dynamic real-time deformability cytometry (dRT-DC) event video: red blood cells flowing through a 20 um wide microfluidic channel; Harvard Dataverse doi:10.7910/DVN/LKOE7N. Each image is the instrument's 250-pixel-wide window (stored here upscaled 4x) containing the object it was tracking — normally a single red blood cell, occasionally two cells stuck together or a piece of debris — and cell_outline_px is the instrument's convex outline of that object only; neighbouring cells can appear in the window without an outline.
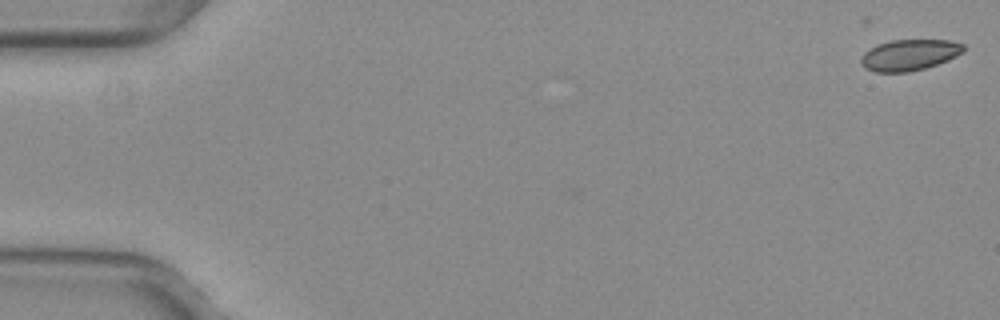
{"species": "common noctule bat (a hibernating species)", "species_latin": "Nyctalus noctula", "temperature_condition": "warm", "stored_images_in_passage": 2, "camera_frame_rate_fps": 3000, "um_per_image_px": 0.085, "animal": {"sex": "female", "body_mass_g": 29.2, "forearm_length_mm": 56.3}, "frame": {"image": 1, "passage_image": 2, "time_ms": 0.333, "image_size_px": [1000, 320], "cell_outline_px": [[964, 52], [948, 60], [924, 68], [908, 72], [876, 72], [864, 68], [860, 64], [860, 60], [864, 52], [876, 44], [892, 40], [948, 40], [964, 44]], "centroid_in_image_um": [77.27, 4.67], "position_along_channel_um": 7.7, "area_um2": 18.61}}